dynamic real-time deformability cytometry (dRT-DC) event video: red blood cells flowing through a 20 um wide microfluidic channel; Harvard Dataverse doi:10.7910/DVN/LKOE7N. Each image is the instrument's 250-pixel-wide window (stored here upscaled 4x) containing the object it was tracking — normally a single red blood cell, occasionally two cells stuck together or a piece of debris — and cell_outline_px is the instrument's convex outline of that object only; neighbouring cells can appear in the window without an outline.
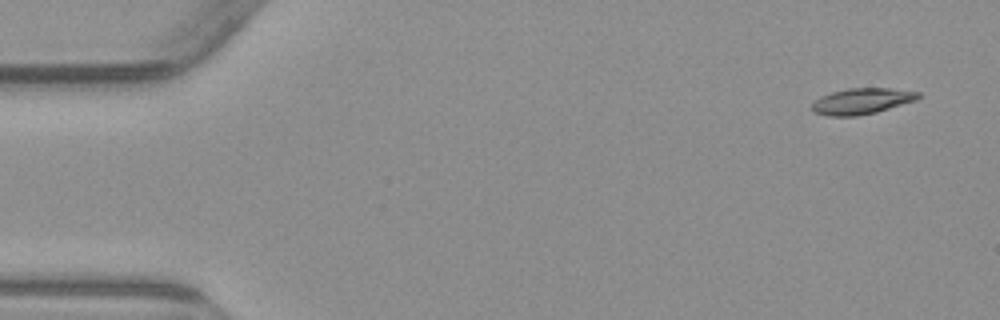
{"species": "common noctule bat (a hibernating species)", "species_latin": "Nyctalus noctula", "temperature_condition": "warm", "stored_images_in_passage": 9, "camera_frame_rate_fps": 3000, "um_per_image_px": 0.085, "animal": {"sex": "male", "body_mass_g": 23.1, "forearm_length_mm": 52.7}, "frame": {"image": 1, "passage_image": 1, "time_ms": 0.0, "image_size_px": [1000, 320], "cell_outline_px": [[924, 96], [916, 100], [876, 112], [856, 116], [828, 116], [816, 112], [812, 108], [812, 104], [820, 96], [832, 92], [848, 88], [892, 88], [920, 92]], "centroid_in_image_um": [73.3, 8.58], "position_along_channel_um": 11.7, "area_um2": 16.07}}
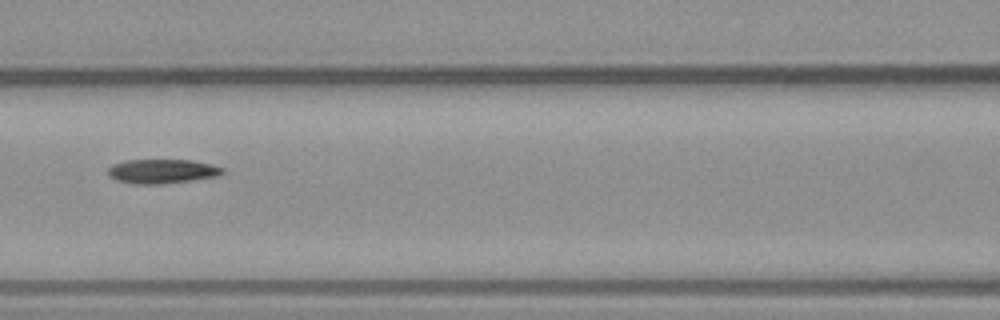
{"frame": {"image": 2, "passage_image": 6, "time_ms": 7.0, "image_size_px": [1000, 320], "cell_outline_px": [[224, 172], [220, 176], [192, 180], [160, 184], [136, 184], [116, 180], [108, 176], [108, 168], [112, 164], [128, 160], [192, 160], [212, 164], [224, 168]], "centroid_in_image_um": [13.8, 14.56], "position_along_channel_um": 152.8, "area_um2": 16.3}}
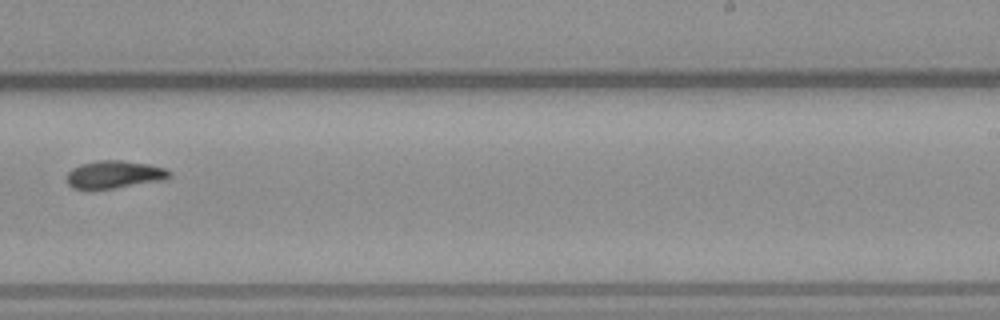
{"frame": {"image": 3, "passage_image": 9, "time_ms": 10.333, "image_size_px": [1000, 320], "cell_outline_px": [[172, 176], [164, 180], [112, 188], [72, 188], [68, 184], [68, 172], [72, 168], [80, 164], [96, 160], [120, 160], [148, 164], [164, 168], [172, 172]], "centroid_in_image_um": [9.74, 14.81], "position_along_channel_um": 279.3, "area_um2": 16.36}}